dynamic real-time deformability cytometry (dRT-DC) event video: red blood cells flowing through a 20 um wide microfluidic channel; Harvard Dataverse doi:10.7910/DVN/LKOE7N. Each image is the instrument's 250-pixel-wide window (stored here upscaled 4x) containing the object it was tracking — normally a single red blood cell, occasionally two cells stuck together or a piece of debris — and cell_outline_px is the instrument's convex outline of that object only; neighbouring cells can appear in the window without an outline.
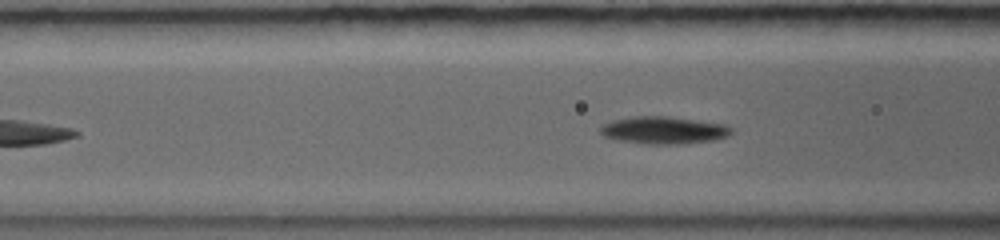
{"species": "common noctule bat (a hibernating species)", "species_latin": "Nyctalus noctula", "temperature_condition": "warm", "stored_images_in_passage": 4, "segment_of_instrument_passage": [2, 2], "camera_frame_rate_fps": 5000, "um_per_image_px": 0.085, "animal": {"sex": "female", "body_mass_g": 19.0, "forearm_length_mm": 56.7}, "frame": {"image": 1, "passage_image": 4, "time_ms": 2.8, "image_size_px": [1000, 240], "cell_outline_px": [[732, 132], [728, 136], [712, 140], [684, 144], [644, 144], [616, 140], [604, 136], [600, 132], [600, 128], [604, 124], [612, 120], [632, 116], [668, 116], [724, 124], [732, 128]], "centroid_in_image_um": [56.39, 11.07], "position_along_channel_um": 110.2, "area_um2": 20.98}}